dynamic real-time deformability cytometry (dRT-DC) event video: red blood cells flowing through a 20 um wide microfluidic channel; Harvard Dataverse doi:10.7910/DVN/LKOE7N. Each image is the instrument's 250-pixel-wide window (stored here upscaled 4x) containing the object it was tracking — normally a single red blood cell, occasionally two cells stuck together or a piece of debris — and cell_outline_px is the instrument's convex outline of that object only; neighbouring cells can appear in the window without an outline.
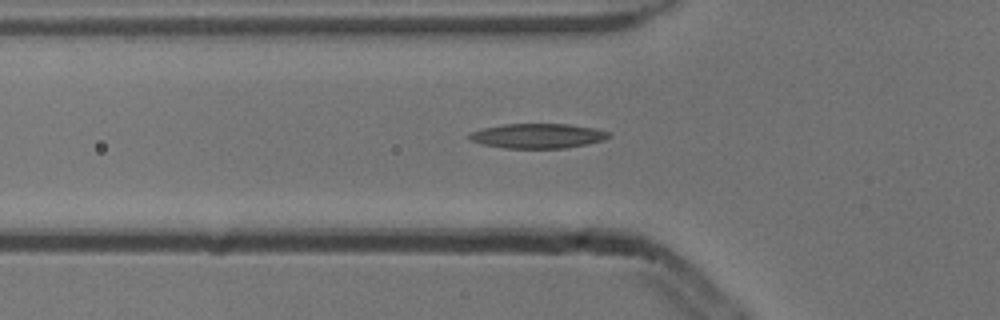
{"species": "common noctule bat (a hibernating species)", "species_latin": "Nyctalus noctula", "temperature_condition": "cold", "stored_images_in_passage": 34, "camera_frame_rate_fps": 3000, "um_per_image_px": 0.085, "animal": {"sex": "male", "body_mass_g": 13.3}, "frame": {"image": 1, "passage_image": 2, "time_ms": 0.333, "image_size_px": [1000, 320], "cell_outline_px": [[612, 136], [604, 140], [588, 144], [564, 148], [504, 148], [484, 144], [468, 140], [468, 136], [472, 132], [484, 128], [504, 124], [568, 124], [592, 128], [608, 132]], "centroid_in_image_um": [45.71, 11.55], "position_along_channel_um": 80.1, "area_um2": 19.94}}
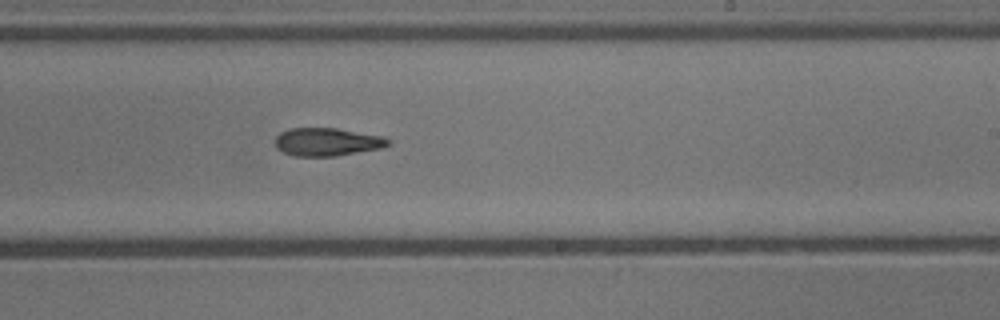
{"frame": {"image": 2, "passage_image": 16, "time_ms": 5.0, "image_size_px": [1000, 320], "cell_outline_px": [[392, 144], [380, 148], [336, 156], [296, 156], [284, 152], [276, 148], [276, 136], [280, 132], [288, 128], [336, 128], [384, 136], [392, 140]], "centroid_in_image_um": [27.83, 12.05], "position_along_channel_um": 261.2, "area_um2": 18.55}}
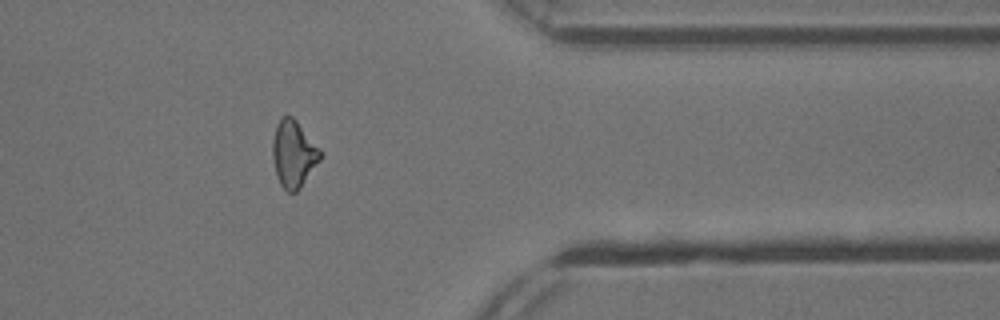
{"frame": {"image": 3, "passage_image": 27, "time_ms": 8.667, "image_size_px": [1000, 320], "cell_outline_px": [[324, 156], [300, 188], [296, 192], [288, 192], [280, 184], [276, 176], [272, 156], [272, 140], [276, 124], [280, 116], [292, 116], [296, 120], [324, 152]], "centroid_in_image_um": [24.97, 13.07], "position_along_channel_um": 386.4, "area_um2": 19.02}, "authors_computed_cell_mechanics": {"area_um2": 18.7272, "velocity_mm_per_s": 3.8532, "shape_relaxation_time_tau1_ms": 6.2174, "shape_relaxation_time_tau2_ms": 7.004, "deformation_change_tau1": 0.1696, "deformation_change_tau2": 0.1859}}